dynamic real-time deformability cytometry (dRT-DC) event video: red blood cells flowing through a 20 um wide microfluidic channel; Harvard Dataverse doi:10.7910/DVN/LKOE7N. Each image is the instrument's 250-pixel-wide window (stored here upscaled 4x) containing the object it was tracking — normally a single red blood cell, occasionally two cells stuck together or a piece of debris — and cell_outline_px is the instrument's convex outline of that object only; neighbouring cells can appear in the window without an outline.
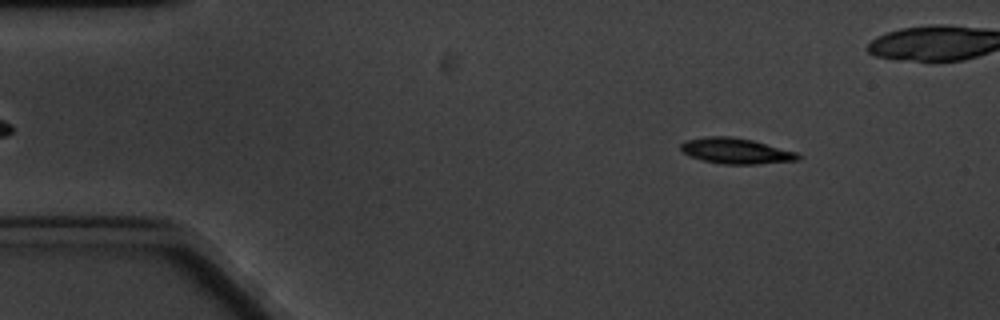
{"species": "common noctule bat (a hibernating species)", "species_latin": "Nyctalus noctula", "temperature_condition": "cold", "stored_images_in_passage": 8, "camera_frame_rate_fps": 3000, "um_per_image_px": 0.085, "animal": {"sex": "male", "body_mass_g": 20.1, "forearm_length_mm": 53.5}, "frame": {"image": 1, "passage_image": 2, "time_ms": 1.333, "image_size_px": [1000, 320], "cell_outline_px": [[804, 156], [796, 160], [756, 164], [724, 164], [704, 160], [692, 156], [684, 152], [680, 148], [680, 144], [688, 140], [708, 136], [728, 136], [752, 140], [796, 152]], "centroid_in_image_um": [62.58, 12.83], "position_along_channel_um": 22.4, "area_um2": 17.17}}